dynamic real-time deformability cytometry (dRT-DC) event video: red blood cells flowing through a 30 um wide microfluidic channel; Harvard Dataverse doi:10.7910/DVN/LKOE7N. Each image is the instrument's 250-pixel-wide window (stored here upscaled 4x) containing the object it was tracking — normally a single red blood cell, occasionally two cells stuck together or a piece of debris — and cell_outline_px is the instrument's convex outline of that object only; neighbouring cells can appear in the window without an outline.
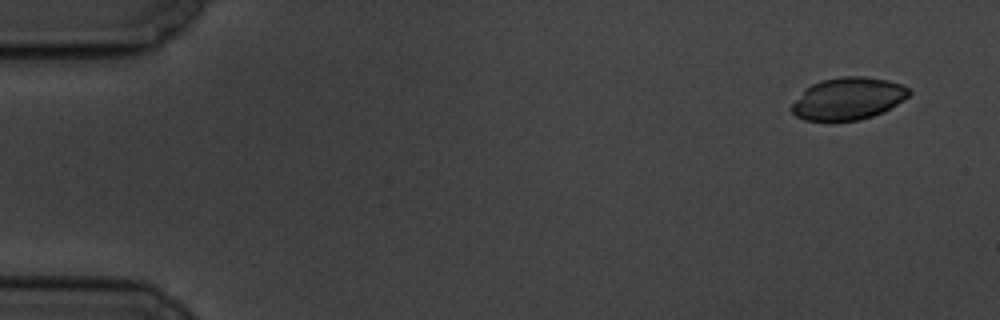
{"species": "common noctule bat (a hibernating species)", "species_latin": "Nyctalus noctula", "temperature_condition": "cold", "stored_images_in_passage": 4, "camera_frame_rate_fps": 3000, "um_per_image_px": 0.085, "animal": {"sex": "male", "body_mass_g": 19.5, "forearm_length_mm": 54.6}, "frame": {"image": 1, "passage_image": 1, "time_ms": 0.0, "image_size_px": [1000, 320], "cell_outline_px": [[912, 92], [904, 100], [884, 112], [860, 120], [832, 124], [828, 124], [804, 120], [796, 116], [788, 108], [804, 88], [820, 80], [844, 76], [864, 76], [888, 80], [904, 84]], "centroid_in_image_um": [72.04, 8.43], "position_along_channel_um": 13.0, "area_um2": 30.06}}